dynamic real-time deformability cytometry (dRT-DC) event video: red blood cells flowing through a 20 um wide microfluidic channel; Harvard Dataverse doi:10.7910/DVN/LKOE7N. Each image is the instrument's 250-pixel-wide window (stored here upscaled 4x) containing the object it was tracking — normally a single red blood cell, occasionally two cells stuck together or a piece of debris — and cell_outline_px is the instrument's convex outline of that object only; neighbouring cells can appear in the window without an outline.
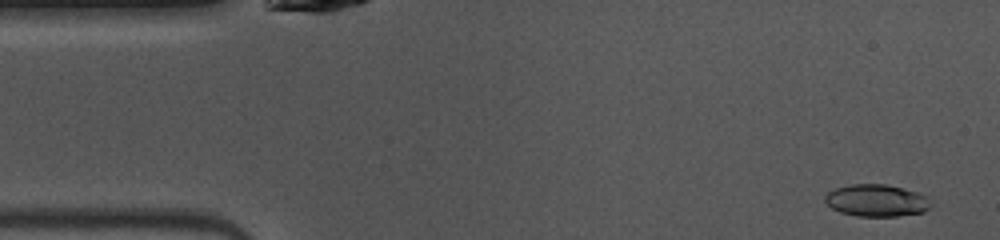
{"species": "common noctule bat (a hibernating species)", "species_latin": "Nyctalus noctula", "temperature_condition": "warm", "stored_images_in_passage": 47, "camera_frame_rate_fps": 3000, "um_per_image_px": 0.085, "animal": {"sex": "female", "body_mass_g": 10.0, "forearm_length_mm": 53.1}, "frame": {"image": 1, "passage_image": 2, "time_ms": 0.333, "image_size_px": [1000, 240], "cell_outline_px": [[932, 204], [924, 212], [896, 216], [856, 216], [840, 212], [832, 208], [824, 200], [824, 196], [828, 192], [836, 188], [852, 184], [888, 184], [916, 192], [924, 196]], "centroid_in_image_um": [74.48, 17.04], "position_along_channel_um": 10.5, "area_um2": 19.65}}
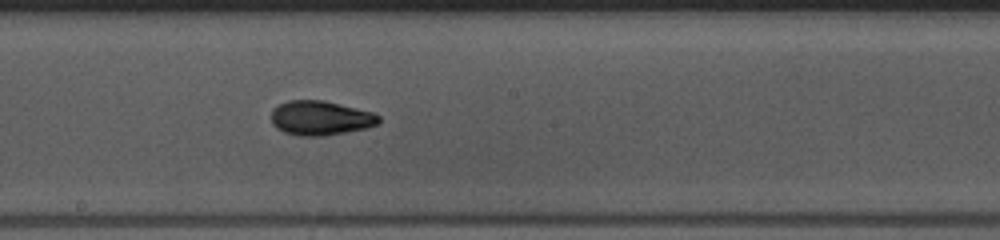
{"frame": {"image": 2, "passage_image": 24, "time_ms": 7.667, "image_size_px": [1000, 240], "cell_outline_px": [[380, 120], [376, 124], [364, 128], [324, 136], [300, 136], [284, 132], [276, 128], [272, 124], [272, 108], [288, 100], [324, 100], [372, 112], [380, 116]], "centroid_in_image_um": [27.2, 10.03], "position_along_channel_um": 221.0, "area_um2": 21.44}}
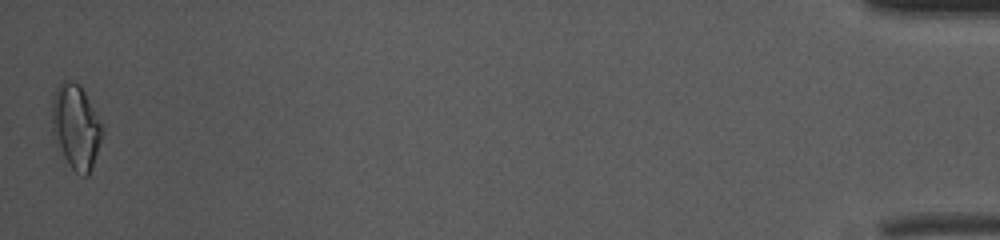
{"frame": {"image": 3, "passage_image": 47, "time_ms": 15.333, "image_size_px": [1000, 240], "cell_outline_px": [[104, 132], [92, 168], [88, 176], [84, 176], [76, 172], [68, 164], [52, 132], [52, 96], [56, 88], [64, 80], [72, 80], [80, 84], [104, 128]], "centroid_in_image_um": [6.46, 10.76], "position_along_channel_um": 428.7, "area_um2": 24.68}, "authors_computed_cell_mechanics": {"area_um2": 20.5768, "velocity_mm_per_s": 4.0679, "shape_relaxation_time_tau1_ms": 3.511, "shape_relaxation_time_tau2_ms": 1.4089, "deformation_change_tau1": 0.143, "deformation_change_tau2": 0.0627}}